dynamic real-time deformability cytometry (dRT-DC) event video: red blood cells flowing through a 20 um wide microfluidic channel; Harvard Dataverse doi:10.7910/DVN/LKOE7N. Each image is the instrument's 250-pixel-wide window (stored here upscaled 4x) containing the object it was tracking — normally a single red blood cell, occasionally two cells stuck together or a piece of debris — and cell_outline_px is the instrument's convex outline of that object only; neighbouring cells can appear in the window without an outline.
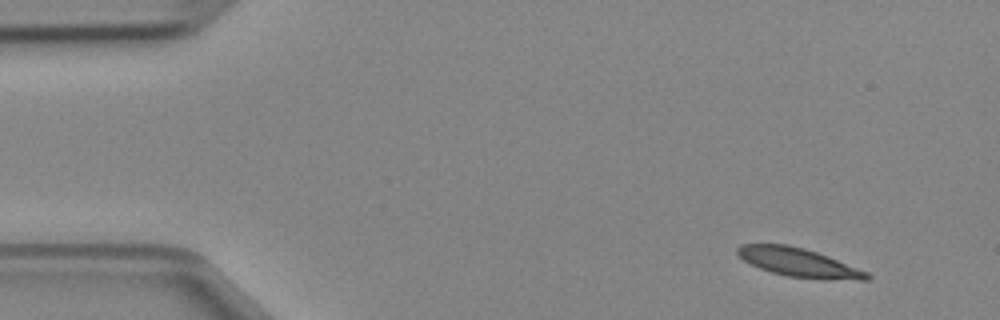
{"species": "Egyptian fruit bat (a non-hibernating species)", "species_latin": "Rousettus aegyptiacus", "temperature_condition": "cold", "stored_images_in_passage": 44, "camera_frame_rate_fps": 3000, "um_per_image_px": 0.085, "animal": {"sex": "female"}, "frame": {"image": 1, "passage_image": 1, "time_ms": 0.0, "image_size_px": [1000, 320], "cell_outline_px": [[872, 276], [868, 280], [860, 280], [788, 276], [772, 272], [760, 268], [744, 260], [736, 252], [736, 248], [740, 244], [788, 244], [804, 248], [828, 256], [868, 272]], "centroid_in_image_um": [67.87, 22.28], "position_along_channel_um": 17.1, "area_um2": 21.15}}
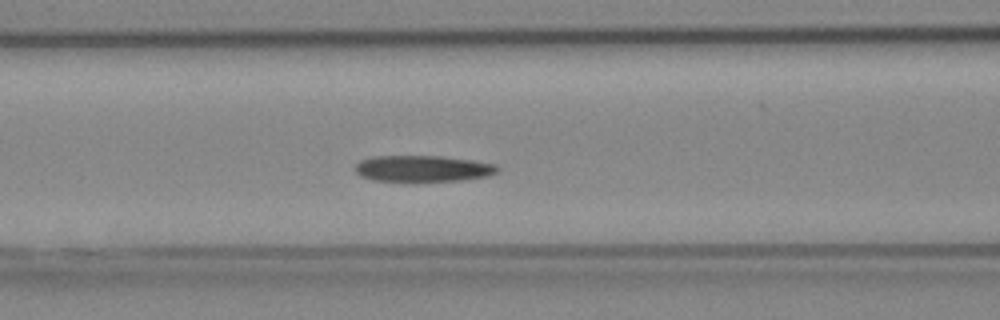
{"frame": {"image": 2, "passage_image": 16, "time_ms": 5.0, "image_size_px": [1000, 320], "cell_outline_px": [[500, 168], [496, 172], [488, 176], [464, 180], [372, 180], [360, 176], [352, 168], [360, 160], [372, 156], [440, 156], [472, 160], [496, 164]], "centroid_in_image_um": [35.92, 14.31], "position_along_channel_um": 130.7, "area_um2": 21.62}}
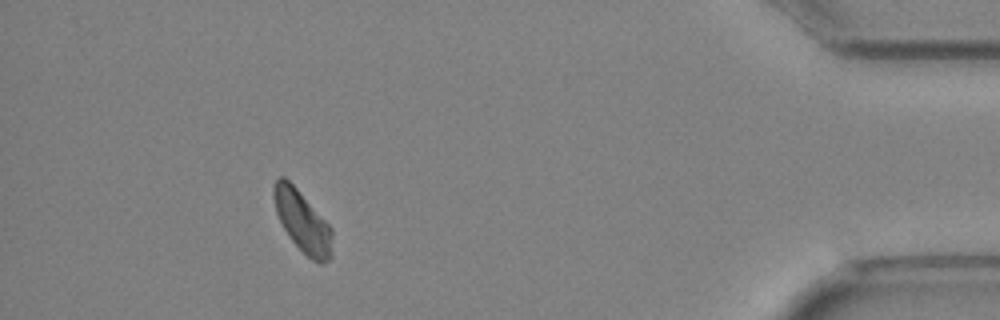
{"frame": {"image": 3, "passage_image": 40, "time_ms": 13.0, "image_size_px": [1000, 320], "cell_outline_px": [[332, 256], [328, 260], [320, 264], [312, 260], [292, 240], [284, 228], [276, 212], [272, 196], [272, 188], [276, 176], [284, 176], [296, 188], [332, 228]], "centroid_in_image_um": [25.69, 18.8], "position_along_channel_um": 409.5, "area_um2": 20.69}}